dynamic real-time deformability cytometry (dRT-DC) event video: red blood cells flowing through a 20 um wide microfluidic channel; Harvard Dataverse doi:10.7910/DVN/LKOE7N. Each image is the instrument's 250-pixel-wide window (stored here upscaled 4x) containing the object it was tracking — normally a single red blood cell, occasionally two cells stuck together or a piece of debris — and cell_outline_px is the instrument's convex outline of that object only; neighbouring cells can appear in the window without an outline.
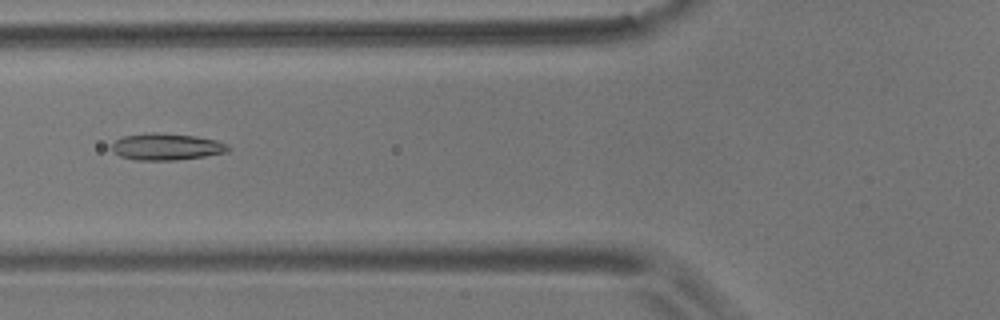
{"species": "common noctule bat (a hibernating species)", "species_latin": "Nyctalus noctula", "temperature_condition": "room temperature", "stored_images_in_passage": 56, "camera_frame_rate_fps": 3000, "um_per_image_px": 0.085, "animal": {"sex": "male", "body_mass_g": 17.9}, "frame": {"image": 1, "passage_image": 21, "time_ms": 6.667, "image_size_px": [1000, 320], "cell_outline_px": [[232, 148], [228, 152], [204, 156], [176, 160], [136, 160], [120, 156], [112, 152], [112, 144], [116, 140], [124, 136], [148, 132], [152, 132], [196, 136], [216, 140], [228, 144]], "centroid_in_image_um": [14.16, 12.47], "position_along_channel_um": 111.6, "area_um2": 18.21}}
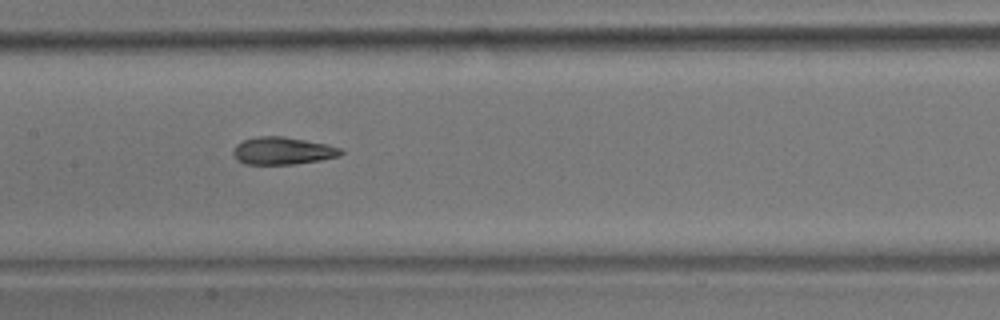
{"frame": {"image": 2, "passage_image": 27, "time_ms": 8.667, "image_size_px": [1000, 320], "cell_outline_px": [[344, 152], [340, 156], [320, 160], [292, 164], [244, 164], [236, 160], [232, 152], [236, 144], [244, 140], [256, 136], [284, 136], [328, 144], [340, 148]], "centroid_in_image_um": [24.01, 12.81], "position_along_channel_um": 183.4, "area_um2": 17.34}}
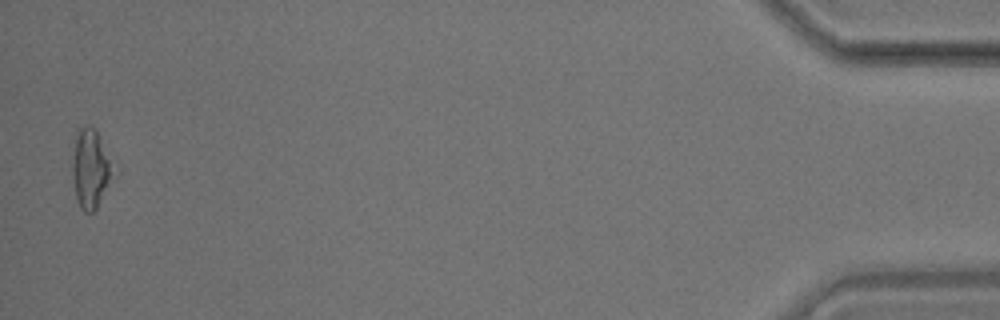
{"frame": {"image": 3, "passage_image": 55, "time_ms": 18.0, "image_size_px": [1000, 320], "cell_outline_px": [[120, 172], [96, 208], [92, 212], [84, 212], [80, 208], [76, 196], [72, 176], [72, 164], [76, 128], [84, 124], [92, 124], [96, 128]], "centroid_in_image_um": [7.79, 14.27], "position_along_channel_um": 427.4, "area_um2": 20.23}, "authors_computed_cell_mechanics": {"area_um2": 17.8313, "velocity_mm_per_s": 3.5752, "shape_relaxation_time_tau1_ms": 7.158, "shape_relaxation_time_tau2_ms": 2.6806, "deformation_change_tau1": 0.1735, "deformation_change_tau2": 0.1168}}